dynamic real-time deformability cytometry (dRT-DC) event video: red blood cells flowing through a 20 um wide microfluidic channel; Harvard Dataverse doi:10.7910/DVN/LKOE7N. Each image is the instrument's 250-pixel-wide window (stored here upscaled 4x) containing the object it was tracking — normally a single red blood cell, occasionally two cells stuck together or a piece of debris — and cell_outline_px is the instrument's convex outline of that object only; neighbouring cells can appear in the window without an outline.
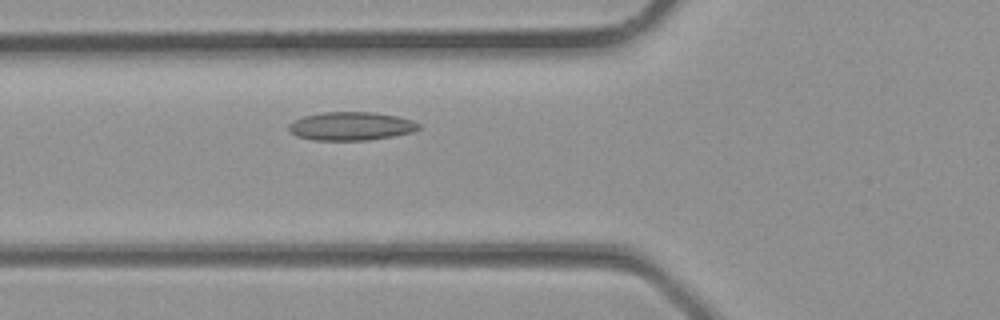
{"species": "common noctule bat (a hibernating species)", "species_latin": "Nyctalus noctula", "temperature_condition": "room temperature", "stored_images_in_passage": 31, "camera_frame_rate_fps": 3000, "um_per_image_px": 0.085, "animal": {"sex": "male", "body_mass_g": 23.1, "forearm_length_mm": 52.7}, "frame": {"image": 1, "passage_image": 8, "time_ms": 2.333, "image_size_px": [1000, 320], "cell_outline_px": [[420, 128], [412, 132], [392, 136], [368, 140], [312, 140], [296, 136], [288, 128], [288, 124], [292, 120], [304, 116], [324, 112], [376, 112], [396, 116], [412, 120], [420, 124]], "centroid_in_image_um": [29.82, 10.72], "position_along_channel_um": 96.0, "area_um2": 21.56}}
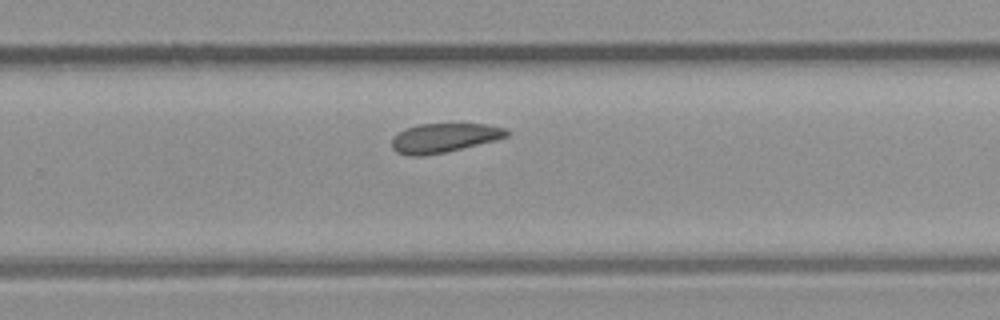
{"frame": {"image": 2, "passage_image": 18, "time_ms": 5.667, "image_size_px": [1000, 320], "cell_outline_px": [[508, 136], [496, 140], [448, 152], [424, 156], [408, 156], [396, 152], [392, 148], [392, 140], [404, 128], [420, 124], [488, 124], [504, 128], [508, 132]], "centroid_in_image_um": [37.74, 11.73], "position_along_channel_um": 292.1, "area_um2": 19.59}}
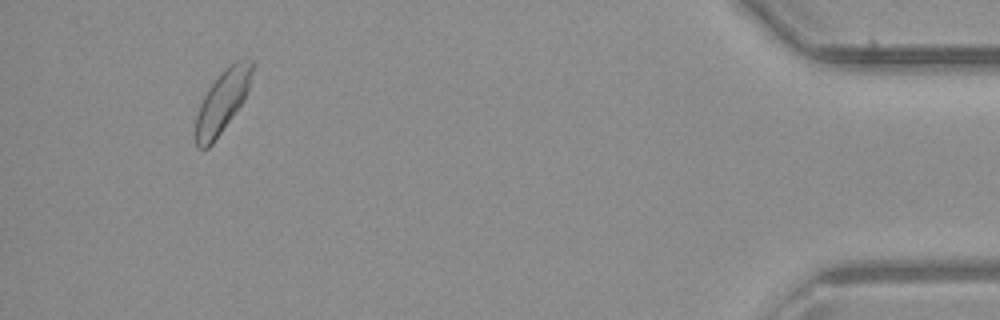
{"frame": {"image": 3, "passage_image": 28, "time_ms": 9.0, "image_size_px": [1000, 320], "cell_outline_px": [[256, 64], [252, 80], [248, 92], [244, 100], [212, 144], [208, 148], [196, 148], [196, 116], [200, 104], [208, 88], [224, 68], [228, 64], [244, 56], [248, 56], [256, 60]], "centroid_in_image_um": [18.98, 8.5], "position_along_channel_um": 416.2, "area_um2": 21.04}}